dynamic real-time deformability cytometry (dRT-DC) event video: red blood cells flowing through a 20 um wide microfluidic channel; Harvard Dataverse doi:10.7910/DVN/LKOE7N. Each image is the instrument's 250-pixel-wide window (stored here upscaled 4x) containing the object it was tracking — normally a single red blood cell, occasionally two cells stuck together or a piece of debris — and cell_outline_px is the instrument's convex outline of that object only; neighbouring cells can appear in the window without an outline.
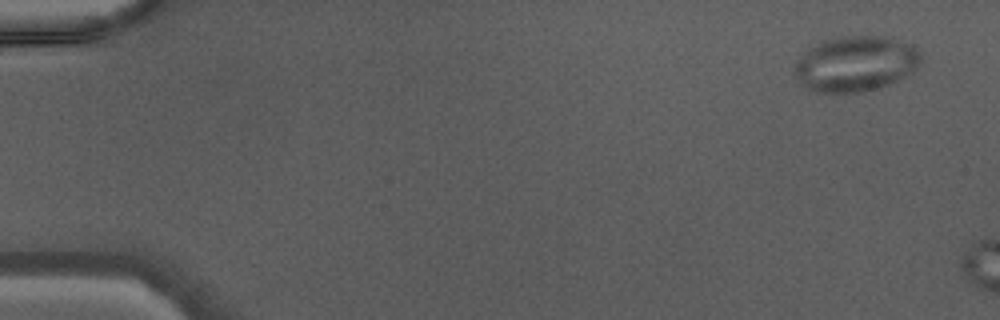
{"species": "Egyptian fruit bat (a non-hibernating species)", "species_latin": "Rousettus aegyptiacus", "temperature_condition": "warm", "stored_images_in_passage": 6, "camera_frame_rate_fps": 3000, "um_per_image_px": 0.085, "animal": {"sex": "male"}, "frame": {"image": 1, "passage_image": 1, "time_ms": 0.0, "image_size_px": [1000, 320], "cell_outline_px": [[920, 60], [916, 68], [912, 72], [888, 84], [876, 88], [860, 92], [816, 92], [808, 88], [800, 80], [796, 72], [796, 64], [800, 56], [816, 44], [824, 40], [840, 36], [888, 36], [912, 44], [920, 52]], "centroid_in_image_um": [72.77, 5.39], "position_along_channel_um": 12.2, "area_um2": 40.23}}